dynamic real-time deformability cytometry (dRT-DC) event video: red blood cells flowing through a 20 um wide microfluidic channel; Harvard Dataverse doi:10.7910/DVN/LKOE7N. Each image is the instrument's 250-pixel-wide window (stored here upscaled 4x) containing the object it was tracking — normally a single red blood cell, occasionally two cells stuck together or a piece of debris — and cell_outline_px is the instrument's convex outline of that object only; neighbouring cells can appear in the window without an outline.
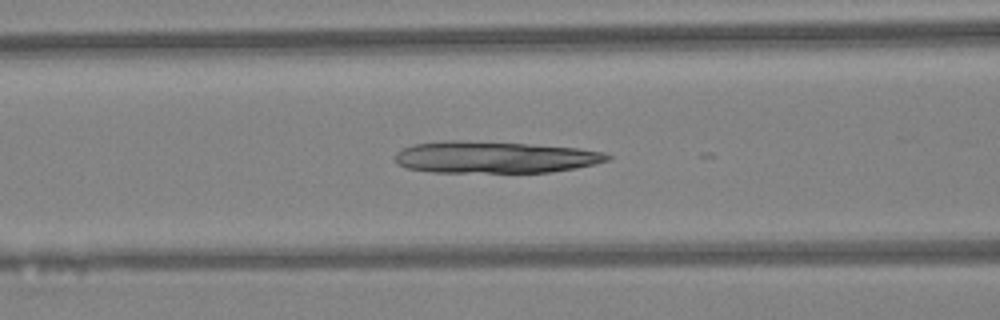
{"species": "Egyptian fruit bat (a non-hibernating species)", "species_latin": "Rousettus aegyptiacus", "temperature_condition": "warm", "stored_images_in_passage": 19, "camera_frame_rate_fps": 3000, "um_per_image_px": 0.085, "animal": {"sex": "female"}, "frame": {"image": 1, "passage_image": 12, "time_ms": 3.667, "image_size_px": [1000, 320], "cell_outline_px": [[612, 156], [608, 160], [596, 164], [576, 168], [552, 172], [432, 172], [404, 168], [396, 160], [396, 152], [412, 144], [444, 140], [460, 140], [524, 144], [576, 148], [604, 152]], "centroid_in_image_um": [42.03, 13.37], "position_along_channel_um": 124.6, "area_um2": 39.19}}
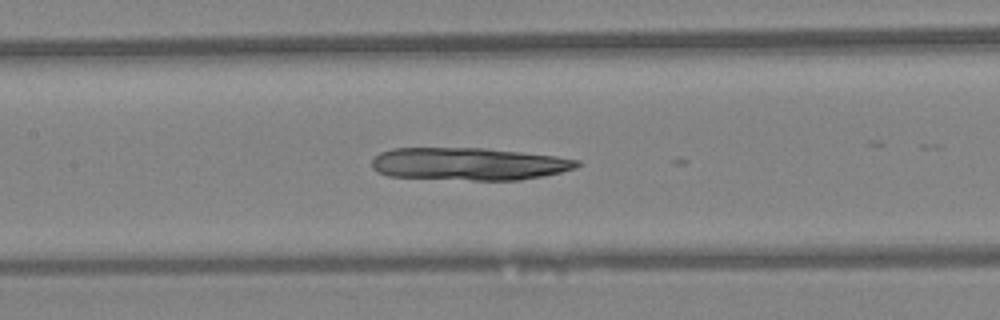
{"frame": {"image": 2, "passage_image": 15, "time_ms": 4.667, "image_size_px": [1000, 320], "cell_outline_px": [[584, 164], [576, 168], [544, 176], [520, 180], [472, 180], [388, 176], [372, 168], [372, 160], [380, 152], [392, 148], [484, 148], [556, 156], [580, 160]], "centroid_in_image_um": [39.89, 13.93], "position_along_channel_um": 167.5, "area_um2": 39.02}}
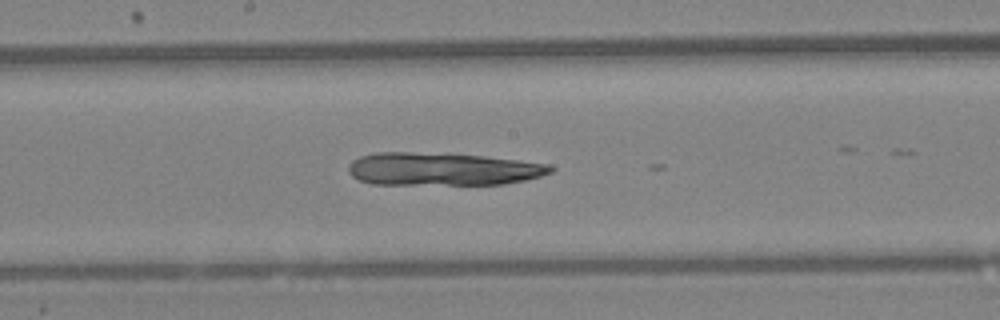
{"frame": {"image": 3, "passage_image": 18, "time_ms": 5.667, "image_size_px": [1000, 320], "cell_outline_px": [[556, 168], [552, 172], [540, 176], [524, 180], [504, 184], [372, 184], [360, 180], [352, 176], [348, 172], [348, 168], [352, 160], [360, 156], [376, 152], [408, 152], [484, 156], [548, 164]], "centroid_in_image_um": [37.59, 14.37], "position_along_channel_um": 210.6, "area_um2": 38.49}}